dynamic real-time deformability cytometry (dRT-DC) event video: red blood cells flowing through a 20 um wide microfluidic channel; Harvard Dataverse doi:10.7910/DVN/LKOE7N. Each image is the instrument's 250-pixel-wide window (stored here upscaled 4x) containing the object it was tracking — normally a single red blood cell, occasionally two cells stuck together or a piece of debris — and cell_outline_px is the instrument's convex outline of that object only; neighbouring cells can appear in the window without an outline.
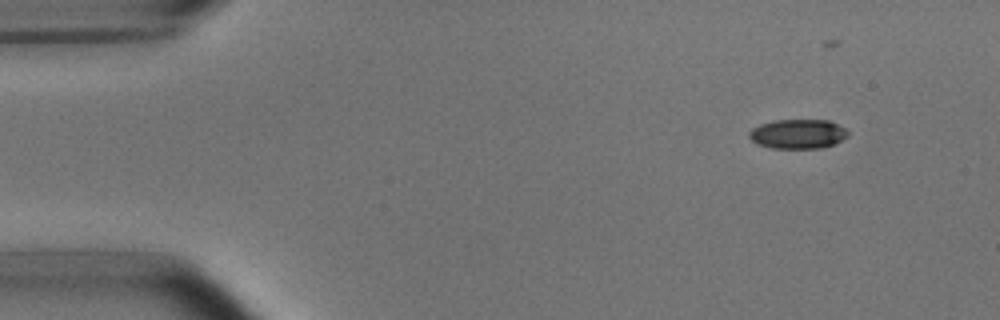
{"species": "common noctule bat (a hibernating species)", "species_latin": "Nyctalus noctula", "temperature_condition": "room temperature", "stored_images_in_passage": 37, "camera_frame_rate_fps": 3000, "um_per_image_px": 0.085, "animal": {"sex": "male", "body_mass_g": 15.6}, "frame": {"image": 1, "passage_image": 1, "time_ms": 0.0, "image_size_px": [1000, 320], "cell_outline_px": [[848, 136], [832, 144], [820, 148], [772, 148], [756, 144], [748, 136], [748, 132], [752, 128], [760, 124], [776, 120], [828, 120], [844, 128], [848, 132]], "centroid_in_image_um": [67.77, 11.38], "position_along_channel_um": 17.2, "area_um2": 16.82}}
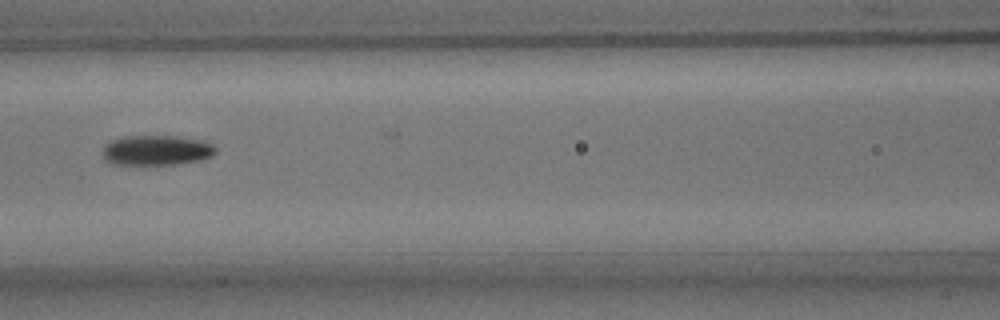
{"frame": {"image": 2, "passage_image": 19, "time_ms": 6.0, "image_size_px": [1000, 320], "cell_outline_px": [[216, 152], [212, 156], [200, 160], [176, 164], [112, 164], [104, 156], [104, 144], [112, 140], [124, 136], [172, 136], [196, 140], [212, 144], [216, 148]], "centroid_in_image_um": [13.3, 12.77], "position_along_channel_um": 153.3, "area_um2": 19.42}}
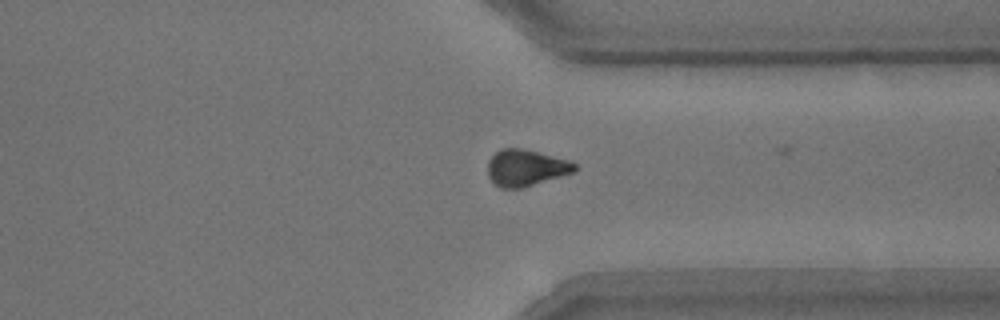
{"frame": {"image": 3, "passage_image": 36, "time_ms": 11.667, "image_size_px": [1000, 320], "cell_outline_px": [[576, 168], [572, 172], [560, 176], [520, 188], [500, 188], [492, 184], [488, 176], [488, 160], [500, 148], [520, 148], [572, 160], [576, 164]], "centroid_in_image_um": [44.66, 14.26], "position_along_channel_um": 366.7, "area_um2": 18.44}}